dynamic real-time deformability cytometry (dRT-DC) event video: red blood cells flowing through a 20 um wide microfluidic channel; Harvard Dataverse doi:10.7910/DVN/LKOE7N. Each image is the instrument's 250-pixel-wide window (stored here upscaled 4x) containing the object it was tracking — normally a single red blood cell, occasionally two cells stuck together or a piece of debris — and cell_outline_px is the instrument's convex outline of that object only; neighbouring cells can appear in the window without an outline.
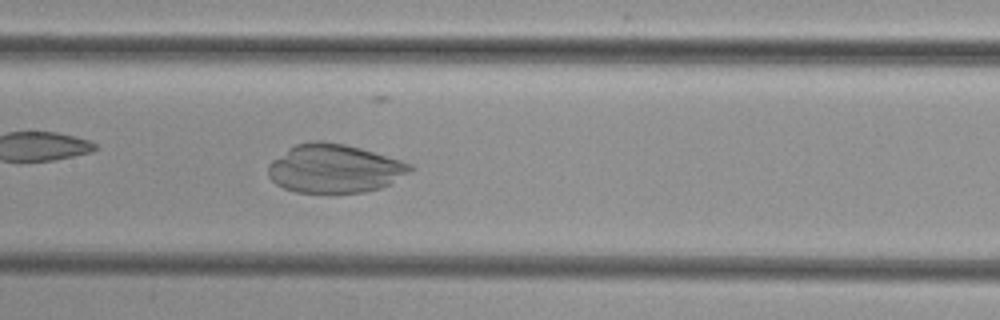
{"species": "common noctule bat (a hibernating species)", "species_latin": "Nyctalus noctula", "temperature_condition": "cold", "stored_images_in_passage": 37, "camera_frame_rate_fps": 3000, "um_per_image_px": 0.085, "animal": {"sex": "female", "body_mass_g": 29.2, "forearm_length_mm": 56.3}, "frame": {"image": 1, "passage_image": 11, "time_ms": 3.333, "image_size_px": [1000, 320], "cell_outline_px": [[416, 168], [388, 184], [380, 188], [364, 192], [336, 196], [332, 196], [296, 192], [284, 188], [276, 184], [268, 176], [268, 164], [272, 160], [288, 148], [296, 144], [312, 140], [324, 140], [344, 144], [360, 148], [400, 160], [412, 164]], "centroid_in_image_um": [28.39, 14.36], "position_along_channel_um": 179.0, "area_um2": 41.1}}